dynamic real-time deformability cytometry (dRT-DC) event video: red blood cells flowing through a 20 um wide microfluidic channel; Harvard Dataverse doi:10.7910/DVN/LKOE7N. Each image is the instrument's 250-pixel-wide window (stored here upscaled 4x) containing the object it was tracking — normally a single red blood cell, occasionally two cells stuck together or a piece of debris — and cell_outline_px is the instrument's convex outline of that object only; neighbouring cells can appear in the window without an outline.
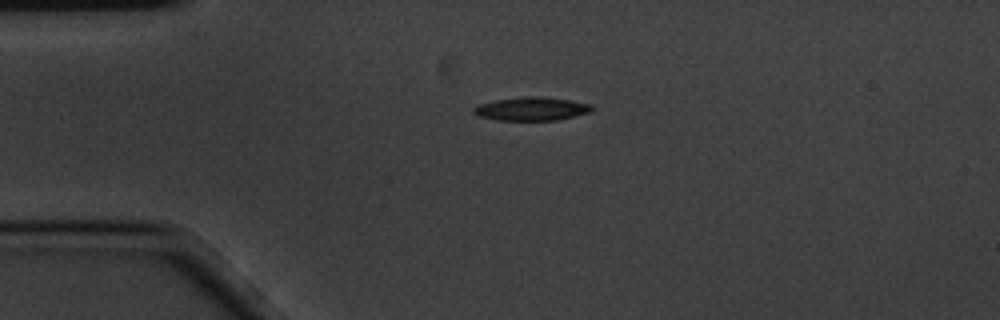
{"species": "common noctule bat (a hibernating species)", "species_latin": "Nyctalus noctula", "temperature_condition": "cold", "stored_images_in_passage": 2, "camera_frame_rate_fps": 3000, "um_per_image_px": 0.085, "animal": {"sex": "male", "body_mass_g": 20.1, "forearm_length_mm": 53.5}, "frame": {"image": 1, "passage_image": 1, "time_ms": 0.0, "image_size_px": [1000, 320], "cell_outline_px": [[592, 108], [588, 112], [576, 116], [556, 120], [496, 120], [480, 116], [472, 112], [472, 108], [480, 104], [496, 100], [524, 96], [540, 96], [568, 100], [592, 104]], "centroid_in_image_um": [45.16, 9.25], "position_along_channel_um": 39.8, "area_um2": 16.01}}